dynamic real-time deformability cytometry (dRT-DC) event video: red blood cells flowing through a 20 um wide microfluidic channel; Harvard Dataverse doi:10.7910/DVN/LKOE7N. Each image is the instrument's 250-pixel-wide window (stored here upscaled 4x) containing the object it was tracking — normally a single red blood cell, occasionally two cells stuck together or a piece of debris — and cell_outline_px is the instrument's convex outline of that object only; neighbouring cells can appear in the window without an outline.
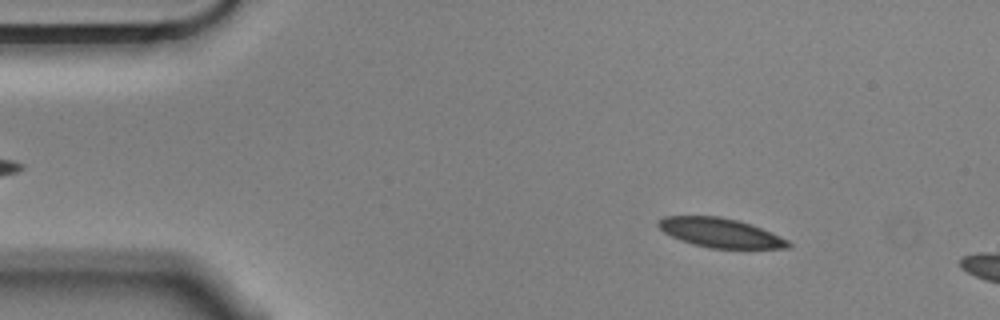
{"species": "Egyptian fruit bat (a non-hibernating species)", "species_latin": "Rousettus aegyptiacus", "temperature_condition": "cold", "stored_images_in_passage": 12, "camera_frame_rate_fps": 3000, "um_per_image_px": 0.085, "animal": {"sex": "male"}, "frame": {"image": 1, "passage_image": 7, "time_ms": 2.0, "image_size_px": [1000, 320], "cell_outline_px": [[792, 248], [712, 248], [692, 244], [680, 240], [664, 232], [656, 224], [656, 220], [664, 216], [720, 216], [752, 224], [788, 240], [792, 244]], "centroid_in_image_um": [61.21, 19.78], "position_along_channel_um": 23.8, "area_um2": 22.14}}